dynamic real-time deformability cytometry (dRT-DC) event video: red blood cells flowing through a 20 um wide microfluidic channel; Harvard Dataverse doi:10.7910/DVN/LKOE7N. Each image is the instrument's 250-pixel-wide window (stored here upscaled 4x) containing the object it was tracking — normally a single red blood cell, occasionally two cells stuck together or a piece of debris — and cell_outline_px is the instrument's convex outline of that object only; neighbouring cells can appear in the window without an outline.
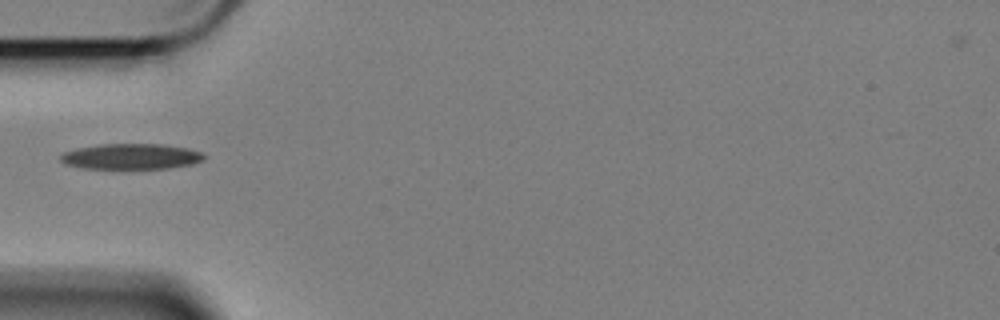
{"species": "Egyptian fruit bat (a non-hibernating species)", "species_latin": "Rousettus aegyptiacus", "temperature_condition": "cold", "stored_images_in_passage": 10, "camera_frame_rate_fps": 3000, "um_per_image_px": 0.085, "animal": {"sex": "female"}, "frame": {"image": 1, "passage_image": 1, "time_ms": 0.0, "image_size_px": [1000, 320], "cell_outline_px": [[204, 160], [192, 164], [168, 168], [84, 168], [68, 164], [60, 160], [60, 156], [64, 152], [80, 148], [100, 144], [160, 144], [188, 148], [200, 152], [204, 156]], "centroid_in_image_um": [11.17, 13.29], "position_along_channel_um": 73.8, "area_um2": 21.04}}
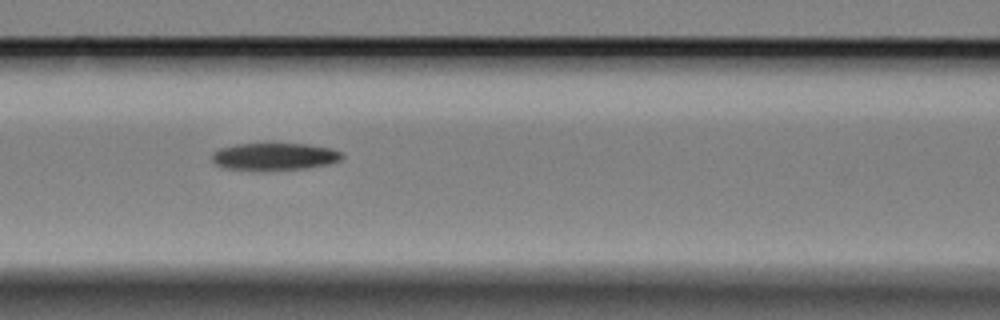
{"frame": {"image": 2, "passage_image": 7, "time_ms": 2.0, "image_size_px": [1000, 320], "cell_outline_px": [[344, 156], [340, 160], [328, 164], [304, 168], [252, 172], [224, 168], [216, 164], [212, 160], [212, 152], [220, 148], [236, 144], [308, 144], [332, 148], [344, 152]], "centroid_in_image_um": [23.31, 13.33], "position_along_channel_um": 143.3, "area_um2": 21.15}}
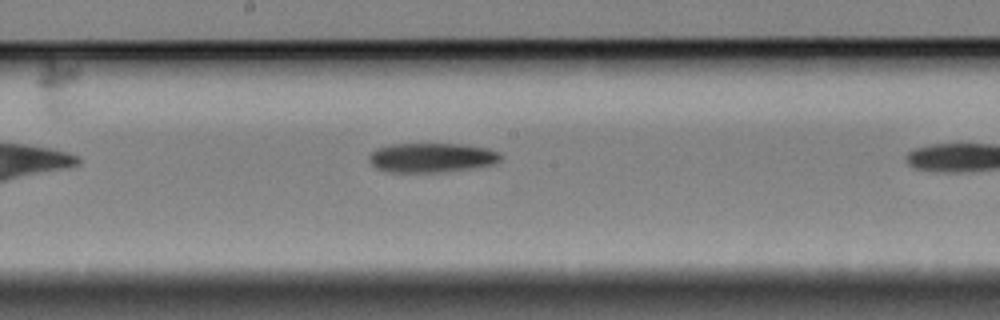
{"frame": {"image": 3, "passage_image": 9, "time_ms": 2.667, "image_size_px": [1000, 320], "cell_outline_px": [[500, 160], [492, 164], [472, 168], [444, 172], [388, 172], [376, 168], [368, 160], [368, 156], [376, 148], [392, 144], [460, 144], [488, 148], [500, 152]], "centroid_in_image_um": [36.66, 13.4], "position_along_channel_um": 211.5, "area_um2": 22.6}}